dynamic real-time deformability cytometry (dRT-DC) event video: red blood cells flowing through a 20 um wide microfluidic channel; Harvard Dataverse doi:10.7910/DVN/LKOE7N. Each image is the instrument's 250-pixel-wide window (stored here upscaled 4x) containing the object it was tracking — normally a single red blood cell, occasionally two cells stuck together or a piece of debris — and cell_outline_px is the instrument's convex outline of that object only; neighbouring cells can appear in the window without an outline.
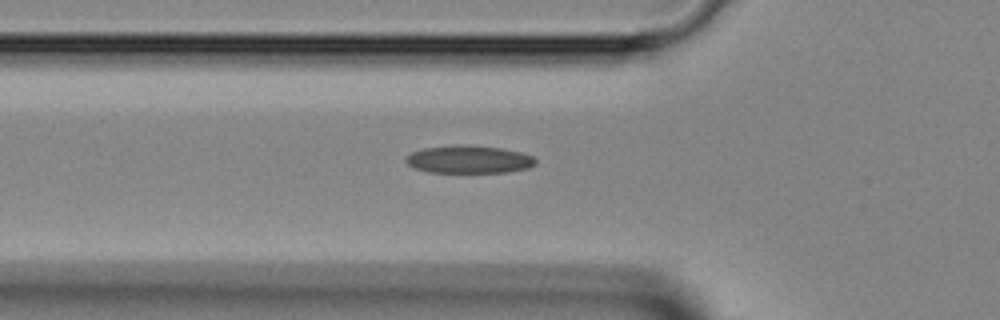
{"species": "Egyptian fruit bat (a non-hibernating species)", "species_latin": "Rousettus aegyptiacus", "temperature_condition": "room temperature", "stored_images_in_passage": 18, "camera_frame_rate_fps": 3000, "um_per_image_px": 0.085, "animal": {"sex": "female"}, "frame": {"image": 1, "passage_image": 6, "time_ms": 1.667, "image_size_px": [1000, 320], "cell_outline_px": [[536, 164], [528, 168], [508, 172], [428, 172], [416, 168], [408, 164], [404, 160], [412, 152], [424, 148], [456, 144], [464, 144], [500, 148], [520, 152], [532, 156], [536, 160]], "centroid_in_image_um": [39.86, 13.54], "position_along_channel_um": 85.9, "area_um2": 20.92}}
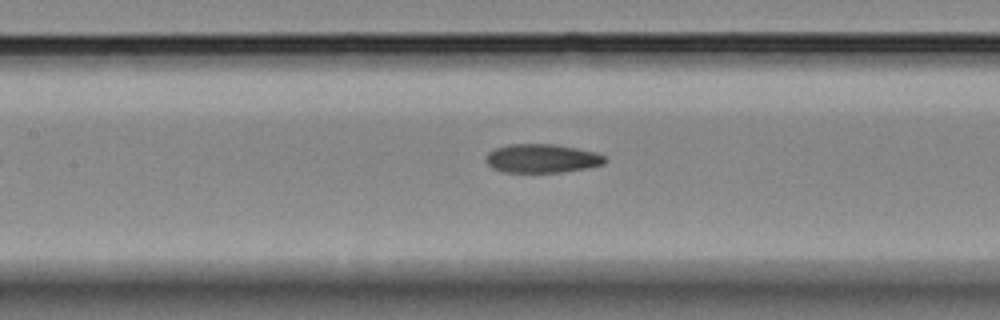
{"frame": {"image": 2, "passage_image": 11, "time_ms": 3.333, "image_size_px": [1000, 320], "cell_outline_px": [[608, 160], [604, 164], [588, 168], [560, 172], [504, 172], [492, 168], [488, 164], [488, 152], [496, 148], [508, 144], [556, 144], [596, 152], [604, 156]], "centroid_in_image_um": [46.11, 13.46], "position_along_channel_um": 161.3, "area_um2": 19.88}}
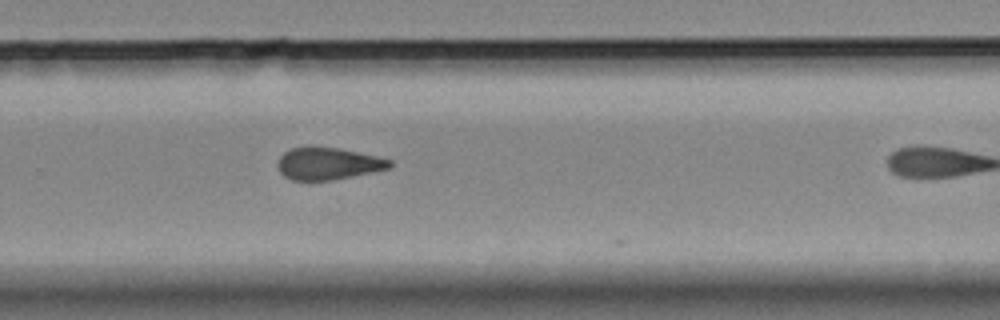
{"frame": {"image": 3, "passage_image": 17, "time_ms": 5.333, "image_size_px": [1000, 320], "cell_outline_px": [[392, 168], [332, 180], [292, 180], [284, 176], [280, 172], [276, 164], [280, 156], [284, 152], [292, 148], [308, 144], [312, 144], [340, 148], [376, 156], [392, 160]], "centroid_in_image_um": [27.85, 13.87], "position_along_channel_um": 301.9, "area_um2": 21.5}}